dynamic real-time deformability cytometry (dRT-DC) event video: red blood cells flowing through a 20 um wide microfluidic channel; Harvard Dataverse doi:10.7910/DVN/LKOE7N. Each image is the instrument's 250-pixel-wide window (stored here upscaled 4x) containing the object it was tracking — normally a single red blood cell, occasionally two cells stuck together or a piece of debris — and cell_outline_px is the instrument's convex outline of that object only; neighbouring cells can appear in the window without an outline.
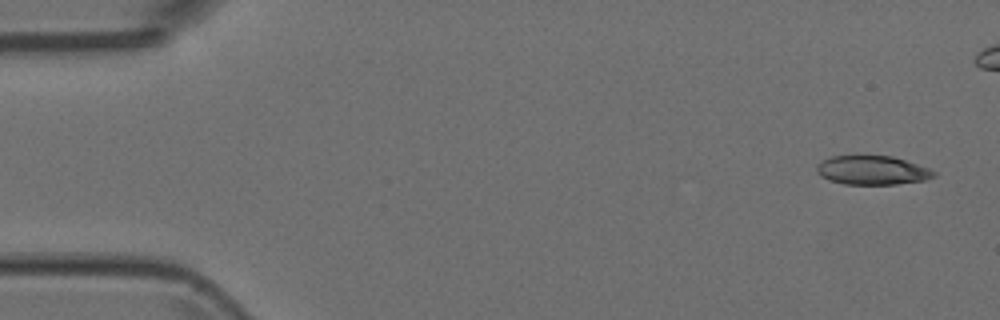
{"species": "Egyptian fruit bat (a non-hibernating species)", "species_latin": "Rousettus aegyptiacus", "temperature_condition": "room temperature", "stored_images_in_passage": 4, "camera_frame_rate_fps": 3000, "um_per_image_px": 0.085, "animal": {"sex": "female"}, "frame": {"image": 1, "passage_image": 1, "time_ms": 0.0, "image_size_px": [1000, 320], "cell_outline_px": [[936, 176], [924, 180], [896, 184], [844, 184], [828, 180], [820, 176], [816, 172], [816, 164], [832, 156], [892, 156], [928, 168], [936, 172]], "centroid_in_image_um": [74.11, 14.48], "position_along_channel_um": 10.9, "area_um2": 19.65}}